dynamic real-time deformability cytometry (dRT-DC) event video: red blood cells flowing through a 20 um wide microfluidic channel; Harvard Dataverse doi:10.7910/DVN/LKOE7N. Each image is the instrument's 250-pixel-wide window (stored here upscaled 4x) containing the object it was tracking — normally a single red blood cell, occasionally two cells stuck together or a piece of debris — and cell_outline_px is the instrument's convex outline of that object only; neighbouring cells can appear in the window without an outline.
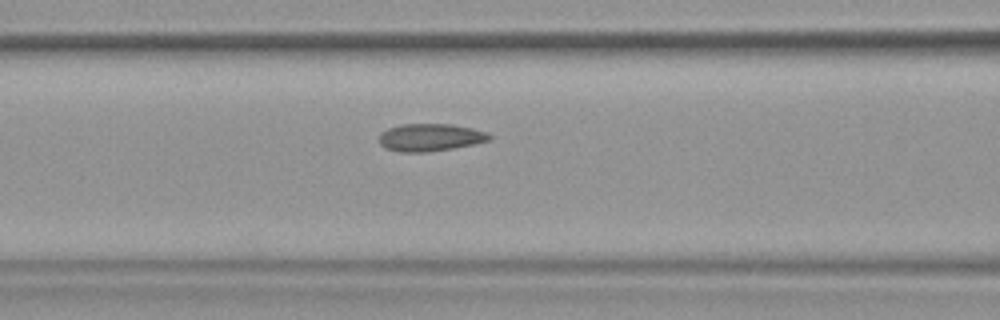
{"species": "common noctule bat (a hibernating species)", "species_latin": "Nyctalus noctula", "temperature_condition": "warm", "stored_images_in_passage": 19, "camera_frame_rate_fps": 3000, "um_per_image_px": 0.085, "animal": {"sex": "female", "body_mass_g": 19.9}, "frame": {"image": 1, "passage_image": 14, "time_ms": 4.333, "image_size_px": [1000, 320], "cell_outline_px": [[492, 140], [452, 148], [428, 152], [400, 152], [384, 148], [380, 144], [380, 132], [388, 128], [400, 124], [452, 124], [472, 128], [488, 132], [492, 136]], "centroid_in_image_um": [36.57, 11.67], "position_along_channel_um": 130.0, "area_um2": 17.8}}